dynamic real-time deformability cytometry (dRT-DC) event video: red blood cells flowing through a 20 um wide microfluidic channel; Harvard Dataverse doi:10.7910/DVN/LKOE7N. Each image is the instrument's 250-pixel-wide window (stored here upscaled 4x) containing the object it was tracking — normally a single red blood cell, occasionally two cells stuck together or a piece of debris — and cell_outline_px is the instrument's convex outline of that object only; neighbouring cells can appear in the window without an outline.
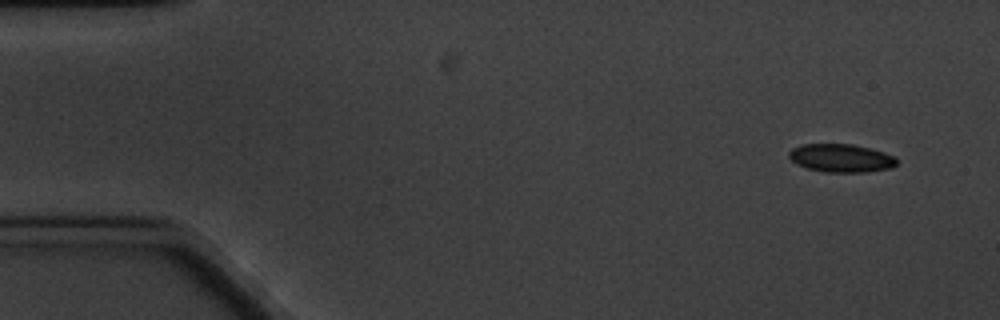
{"species": "common noctule bat (a hibernating species)", "species_latin": "Nyctalus noctula", "temperature_condition": "cold", "stored_images_in_passage": 5, "camera_frame_rate_fps": 3000, "um_per_image_px": 0.085, "animal": {"sex": "male", "body_mass_g": 20.1, "forearm_length_mm": 53.5}, "frame": {"image": 1, "passage_image": 1, "time_ms": 0.0, "image_size_px": [1000, 320], "cell_outline_px": [[896, 164], [892, 168], [868, 172], [824, 172], [808, 168], [796, 164], [788, 156], [788, 152], [792, 148], [804, 144], [852, 144], [884, 152], [896, 156]], "centroid_in_image_um": [71.5, 13.44], "position_along_channel_um": 13.5, "area_um2": 17.74}}
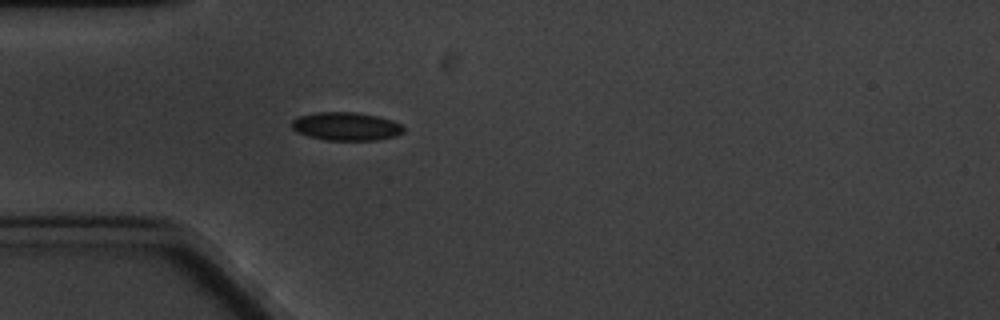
{"frame": {"image": 2, "passage_image": 5, "time_ms": 4.333, "image_size_px": [1000, 320], "cell_outline_px": [[404, 132], [396, 136], [376, 140], [324, 140], [308, 136], [296, 132], [292, 128], [292, 120], [300, 116], [316, 112], [356, 112], [380, 116], [392, 120], [400, 124], [404, 128]], "centroid_in_image_um": [29.43, 10.74], "position_along_channel_um": 55.6, "area_um2": 18.55}}